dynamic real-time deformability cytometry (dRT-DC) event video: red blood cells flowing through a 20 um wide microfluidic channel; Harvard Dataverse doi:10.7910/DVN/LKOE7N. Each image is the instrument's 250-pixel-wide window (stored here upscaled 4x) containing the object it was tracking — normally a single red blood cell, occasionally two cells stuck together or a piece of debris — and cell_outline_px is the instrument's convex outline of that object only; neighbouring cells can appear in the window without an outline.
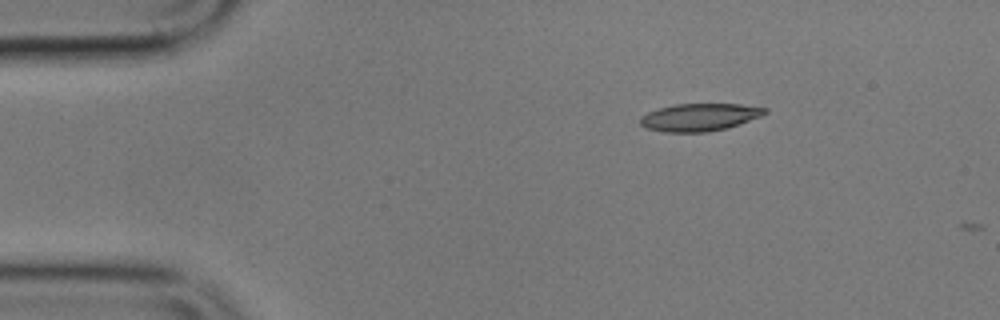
{"species": "common noctule bat (a hibernating species)", "species_latin": "Nyctalus noctula", "temperature_condition": "cold", "stored_images_in_passage": 4, "camera_frame_rate_fps": 3000, "um_per_image_px": 0.085, "animal": {"sex": "male", "body_mass_g": 17.9}, "frame": {"image": 1, "passage_image": 2, "time_ms": 2.0, "image_size_px": [1000, 320], "cell_outline_px": [[768, 112], [760, 116], [728, 128], [708, 132], [664, 132], [648, 128], [640, 124], [640, 116], [648, 112], [672, 104], [740, 104], [768, 108]], "centroid_in_image_um": [59.46, 9.96], "position_along_channel_um": 25.5, "area_um2": 20.0}}